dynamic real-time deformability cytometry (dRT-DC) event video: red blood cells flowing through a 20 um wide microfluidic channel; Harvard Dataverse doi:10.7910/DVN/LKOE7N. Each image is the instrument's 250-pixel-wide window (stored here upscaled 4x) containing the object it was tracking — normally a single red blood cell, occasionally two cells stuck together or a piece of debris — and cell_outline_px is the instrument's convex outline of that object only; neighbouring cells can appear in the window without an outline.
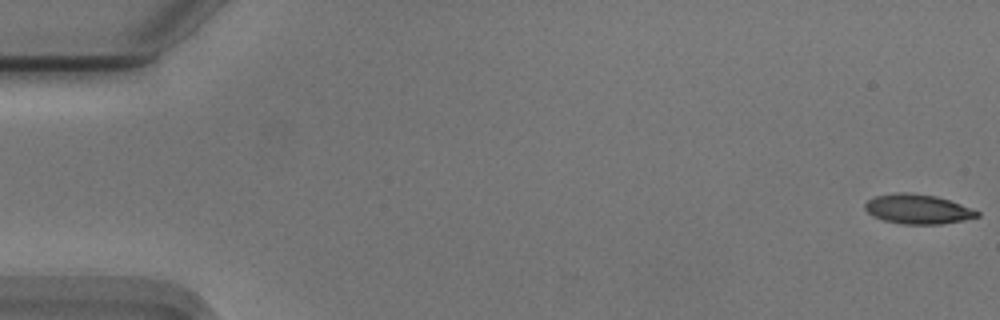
{"species": "Egyptian fruit bat (a non-hibernating species)", "species_latin": "Rousettus aegyptiacus", "temperature_condition": "cold", "stored_images_in_passage": 55, "camera_frame_rate_fps": 3000, "um_per_image_px": 0.085, "animal": {"sex": "male"}, "frame": {"image": 1, "passage_image": 1, "time_ms": 0.0, "image_size_px": [1000, 320], "cell_outline_px": [[980, 216], [964, 220], [940, 224], [904, 224], [884, 220], [872, 216], [864, 208], [864, 204], [868, 200], [876, 196], [896, 192], [904, 192], [936, 196], [960, 204], [980, 212]], "centroid_in_image_um": [77.99, 17.77], "position_along_channel_um": 7.0, "area_um2": 19.19}}
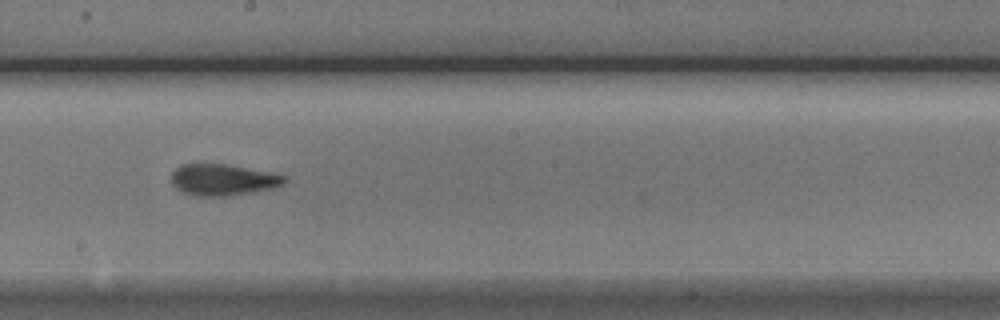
{"frame": {"image": 2, "passage_image": 31, "time_ms": 10.0, "image_size_px": [1000, 320], "cell_outline_px": [[284, 184], [272, 188], [256, 192], [232, 196], [192, 196], [180, 192], [172, 184], [172, 172], [176, 168], [184, 164], [224, 164], [284, 176]], "centroid_in_image_um": [18.87, 15.32], "position_along_channel_um": 229.3, "area_um2": 20.46}}
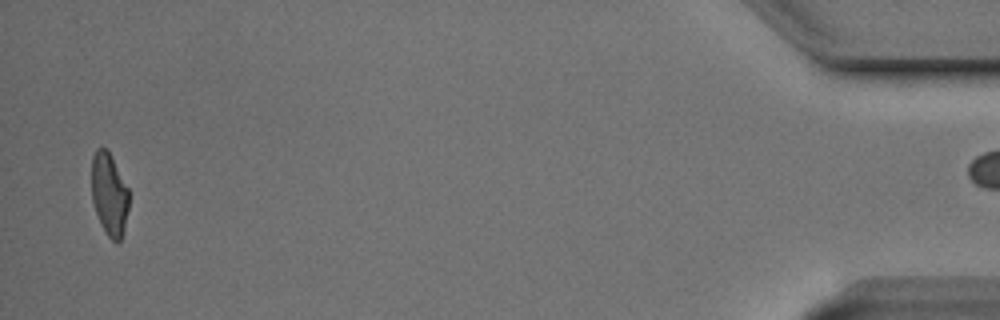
{"frame": {"image": 3, "passage_image": 54, "time_ms": 17.667, "image_size_px": [1000, 320], "cell_outline_px": [[128, 208], [124, 228], [120, 240], [116, 244], [108, 236], [96, 212], [92, 200], [92, 156], [96, 148], [108, 148], [128, 188]], "centroid_in_image_um": [9.28, 16.46], "position_along_channel_um": 425.9, "area_um2": 17.8}}